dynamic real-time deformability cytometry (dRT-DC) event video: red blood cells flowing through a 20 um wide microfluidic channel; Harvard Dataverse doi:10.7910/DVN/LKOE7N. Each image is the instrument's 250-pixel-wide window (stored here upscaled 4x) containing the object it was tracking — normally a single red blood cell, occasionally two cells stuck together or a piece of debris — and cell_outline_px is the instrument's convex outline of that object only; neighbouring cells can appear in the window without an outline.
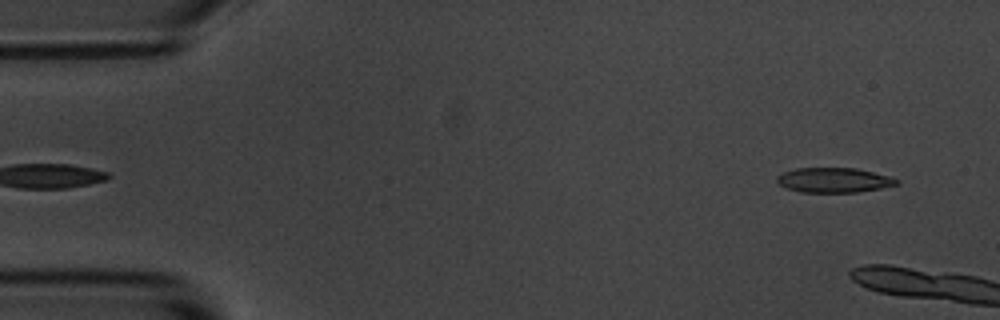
{"species": "common noctule bat (a hibernating species)", "species_latin": "Nyctalus noctula", "temperature_condition": "room temperature", "stored_images_in_passage": 4, "camera_frame_rate_fps": 3000, "um_per_image_px": 0.085, "animal": {"sex": "male", "body_mass_g": 20.1, "forearm_length_mm": 53.5}, "frame": {"image": 1, "passage_image": 2, "time_ms": 0.333, "image_size_px": [1000, 320], "cell_outline_px": [[900, 184], [880, 188], [856, 192], [800, 192], [788, 188], [780, 184], [776, 180], [776, 176], [784, 172], [796, 168], [856, 168], [888, 176], [900, 180]], "centroid_in_image_um": [70.88, 15.31], "position_along_channel_um": 14.1, "area_um2": 17.17}}